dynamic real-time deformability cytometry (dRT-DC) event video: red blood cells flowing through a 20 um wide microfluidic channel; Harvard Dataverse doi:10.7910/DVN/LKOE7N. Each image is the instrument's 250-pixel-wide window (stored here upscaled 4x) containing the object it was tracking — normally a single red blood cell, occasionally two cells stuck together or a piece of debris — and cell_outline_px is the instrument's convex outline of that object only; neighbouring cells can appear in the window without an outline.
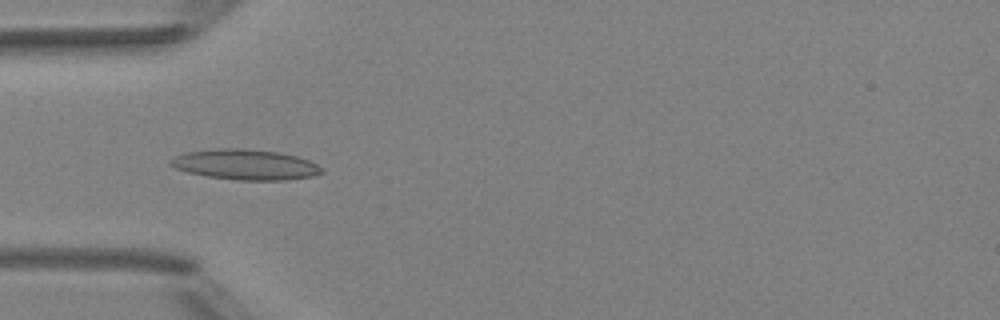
{"species": "Egyptian fruit bat (a non-hibernating species)", "species_latin": "Rousettus aegyptiacus", "temperature_condition": "room temperature", "stored_images_in_passage": 4, "camera_frame_rate_fps": 3000, "um_per_image_px": 0.085, "animal": {"sex": "female"}, "frame": {"image": 1, "passage_image": 4, "time_ms": 3.333, "image_size_px": [1000, 320], "cell_outline_px": [[324, 172], [312, 176], [284, 180], [236, 180], [208, 176], [188, 172], [176, 168], [168, 164], [168, 160], [184, 152], [220, 148], [244, 148], [280, 152], [296, 156], [308, 160], [324, 168]], "centroid_in_image_um": [20.85, 13.98], "position_along_channel_um": 64.2, "area_um2": 26.82}}